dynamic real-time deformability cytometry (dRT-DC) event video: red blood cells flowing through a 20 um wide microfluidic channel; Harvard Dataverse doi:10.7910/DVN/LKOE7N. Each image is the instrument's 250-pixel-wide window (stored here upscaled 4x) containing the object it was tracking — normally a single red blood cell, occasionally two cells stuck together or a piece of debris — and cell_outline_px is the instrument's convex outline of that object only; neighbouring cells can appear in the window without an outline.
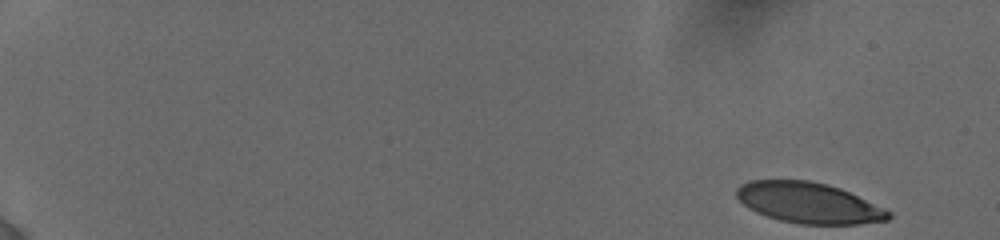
{"species": "human", "species_latin": "Homo sapiens", "temperature_condition": "cold", "stored_images_in_passage": 59, "camera_frame_rate_fps": 3000, "um_per_image_px": 0.085, "donor": {"sex": "female"}, "frame": {"image": 1, "passage_image": 1, "time_ms": 0.0, "image_size_px": [1000, 240], "cell_outline_px": [[892, 216], [888, 220], [860, 224], [800, 224], [780, 220], [756, 212], [748, 208], [736, 196], [736, 188], [740, 184], [748, 180], [808, 180], [828, 184], [840, 188], [884, 208], [892, 212]], "centroid_in_image_um": [68.73, 17.24], "position_along_channel_um": 16.3, "area_um2": 36.07}}
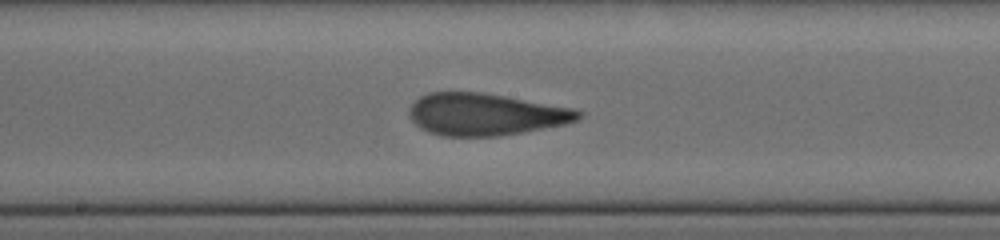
{"frame": {"image": 2, "passage_image": 30, "time_ms": 9.667, "image_size_px": [1000, 240], "cell_outline_px": [[584, 112], [576, 120], [564, 124], [544, 128], [500, 136], [440, 136], [428, 132], [420, 128], [408, 116], [408, 112], [412, 104], [420, 96], [428, 92], [480, 92], [504, 96], [572, 108]], "centroid_in_image_um": [41.21, 9.72], "position_along_channel_um": 207.0, "area_um2": 41.27}}
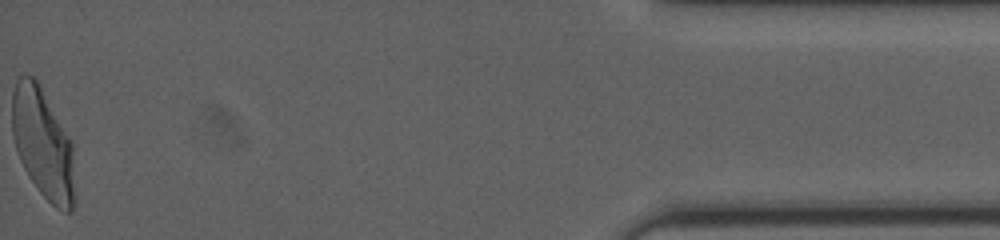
{"frame": {"image": 3, "passage_image": 59, "time_ms": 17.333, "image_size_px": [1000, 240], "cell_outline_px": [[72, 212], [64, 212], [56, 208], [40, 192], [28, 176], [20, 160], [12, 136], [12, 92], [16, 80], [24, 72], [32, 76], [36, 80], [72, 140]], "centroid_in_image_um": [3.59, 12.14], "position_along_channel_um": 431.6, "area_um2": 39.71}, "authors_computed_cell_mechanics": {"area_um2": 40.2866, "velocity_mm_per_s": 3.8591, "shape_relaxation_time_tau1_ms": 5.9533, "shape_relaxation_time_tau2_ms": 1.1429, "deformation_change_tau1": 0.2244, "deformation_change_tau2": 0.0919}}